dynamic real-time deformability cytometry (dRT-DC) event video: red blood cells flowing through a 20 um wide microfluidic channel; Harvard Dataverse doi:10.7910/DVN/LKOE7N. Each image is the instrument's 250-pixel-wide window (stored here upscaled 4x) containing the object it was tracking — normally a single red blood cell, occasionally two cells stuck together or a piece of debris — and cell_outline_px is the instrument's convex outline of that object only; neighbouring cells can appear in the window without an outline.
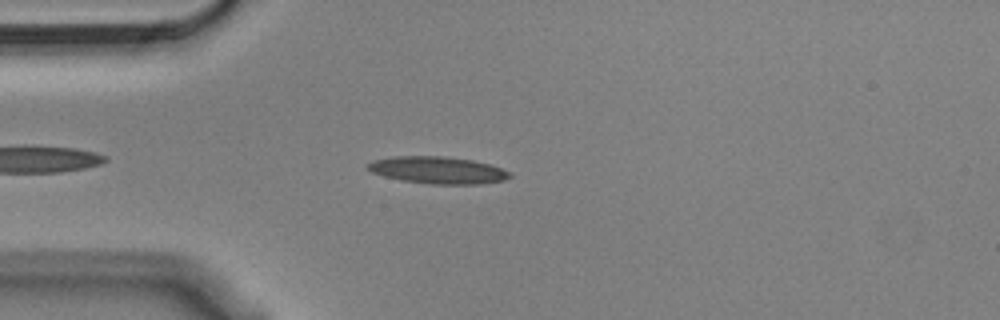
{"species": "Egyptian fruit bat (a non-hibernating species)", "species_latin": "Rousettus aegyptiacus", "temperature_condition": "cold", "stored_images_in_passage": 26, "camera_frame_rate_fps": 3000, "um_per_image_px": 0.085, "animal": {"sex": "male"}, "frame": {"image": 1, "passage_image": 1, "time_ms": 0.0, "image_size_px": [1000, 320], "cell_outline_px": [[512, 176], [504, 180], [480, 184], [432, 184], [400, 180], [384, 176], [372, 172], [368, 168], [368, 164], [376, 160], [392, 156], [444, 156], [472, 160], [488, 164], [500, 168], [508, 172]], "centroid_in_image_um": [37.21, 14.46], "position_along_channel_um": 47.8, "area_um2": 22.14}}
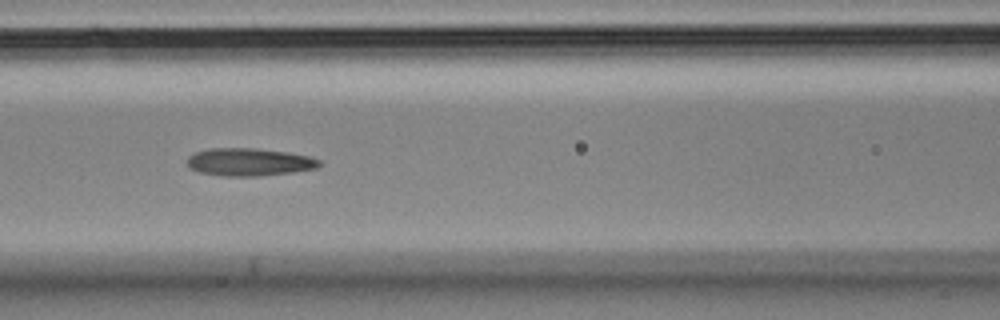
{"frame": {"image": 2, "passage_image": 10, "time_ms": 3.0, "image_size_px": [1000, 320], "cell_outline_px": [[320, 164], [316, 168], [292, 172], [260, 176], [224, 176], [200, 172], [188, 168], [188, 156], [196, 152], [208, 148], [256, 148], [288, 152], [308, 156], [320, 160]], "centroid_in_image_um": [21.16, 13.77], "position_along_channel_um": 145.4, "area_um2": 21.33}}
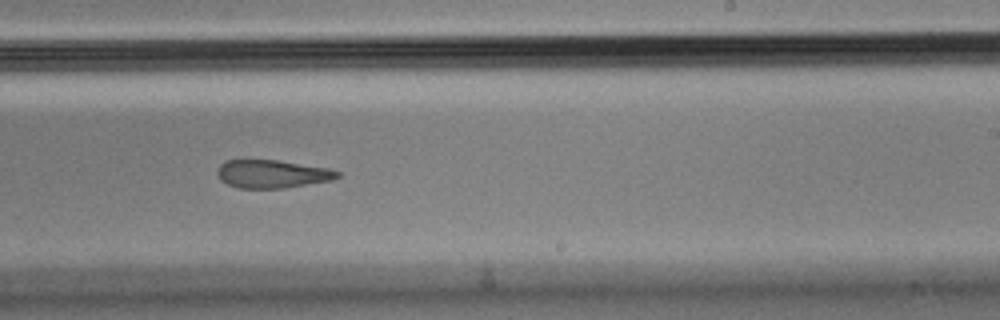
{"frame": {"image": 3, "passage_image": 20, "time_ms": 6.333, "image_size_px": [1000, 320], "cell_outline_px": [[340, 176], [332, 180], [284, 188], [240, 188], [228, 184], [220, 180], [216, 172], [220, 164], [224, 160], [280, 160], [328, 168], [340, 172]], "centroid_in_image_um": [23.12, 14.78], "position_along_channel_um": 265.9, "area_um2": 19.71}}